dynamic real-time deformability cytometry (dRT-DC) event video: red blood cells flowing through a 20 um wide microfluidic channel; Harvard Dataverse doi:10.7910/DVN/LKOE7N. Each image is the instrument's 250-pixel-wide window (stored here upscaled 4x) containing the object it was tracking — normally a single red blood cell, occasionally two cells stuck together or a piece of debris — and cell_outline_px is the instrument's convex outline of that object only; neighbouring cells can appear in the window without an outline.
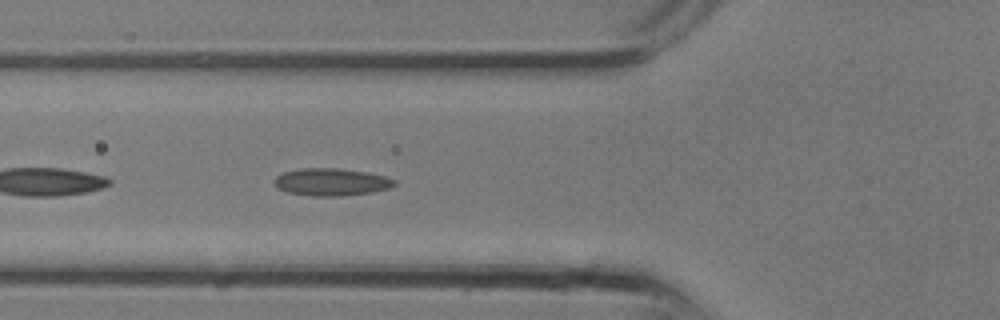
{"species": "common noctule bat (a hibernating species)", "species_latin": "Nyctalus noctula", "temperature_condition": "room temperature", "stored_images_in_passage": 9, "segment_of_instrument_passage": [2, 2], "camera_frame_rate_fps": 3000, "um_per_image_px": 0.085, "animal": {"sex": "male", "body_mass_g": 13.3}, "frame": {"image": 1, "passage_image": 9, "time_ms": 2.667, "image_size_px": [1000, 320], "cell_outline_px": [[396, 184], [388, 188], [372, 192], [340, 196], [312, 196], [288, 192], [276, 188], [272, 180], [276, 176], [284, 172], [300, 168], [336, 168], [368, 172], [384, 176], [396, 180]], "centroid_in_image_um": [28.12, 15.47], "position_along_channel_um": 97.7, "area_um2": 19.25}}